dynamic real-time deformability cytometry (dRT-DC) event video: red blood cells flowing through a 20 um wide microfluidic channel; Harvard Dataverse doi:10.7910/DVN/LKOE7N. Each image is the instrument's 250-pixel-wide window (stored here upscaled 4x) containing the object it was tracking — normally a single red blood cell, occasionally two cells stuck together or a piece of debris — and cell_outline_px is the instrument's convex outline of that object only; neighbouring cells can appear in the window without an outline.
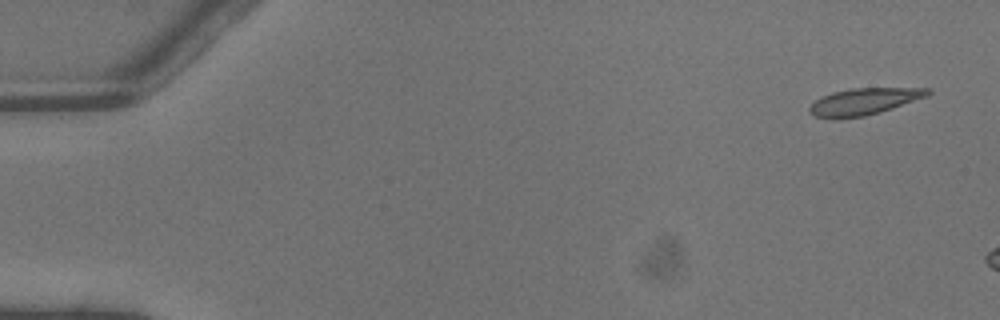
{"species": "common noctule bat (a hibernating species)", "species_latin": "Nyctalus noctula", "temperature_condition": "warm", "stored_images_in_passage": 3, "camera_frame_rate_fps": 3000, "um_per_image_px": 0.085, "animal": {"sex": "male", "body_mass_g": 13.3}, "frame": {"image": 1, "passage_image": 1, "time_ms": 0.0, "image_size_px": [1000, 320], "cell_outline_px": [[932, 92], [928, 96], [880, 112], [864, 116], [836, 120], [816, 116], [808, 112], [808, 108], [816, 100], [832, 92], [852, 88], [932, 88]], "centroid_in_image_um": [73.44, 8.64], "position_along_channel_um": 11.6, "area_um2": 18.5}}